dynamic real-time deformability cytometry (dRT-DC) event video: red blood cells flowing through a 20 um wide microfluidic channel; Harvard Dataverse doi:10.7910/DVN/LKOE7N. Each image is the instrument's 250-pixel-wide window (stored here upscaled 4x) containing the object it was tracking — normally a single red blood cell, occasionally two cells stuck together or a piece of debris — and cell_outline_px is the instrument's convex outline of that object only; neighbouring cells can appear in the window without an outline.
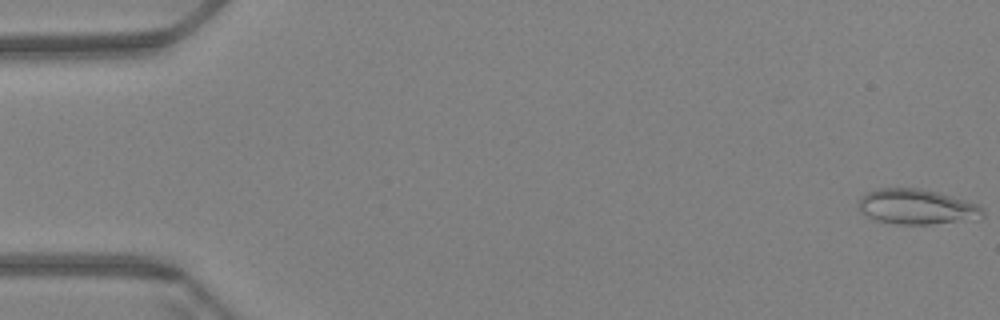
{"species": "Egyptian fruit bat (a non-hibernating species)", "species_latin": "Rousettus aegyptiacus", "temperature_condition": "warm", "stored_images_in_passage": 56, "camera_frame_rate_fps": 3000, "um_per_image_px": 0.085, "animal": {"sex": "female"}, "frame": {"image": 1, "passage_image": 1, "time_ms": 0.0, "image_size_px": [1000, 320], "cell_outline_px": [[984, 216], [928, 224], [900, 224], [876, 220], [860, 212], [860, 196], [864, 192], [880, 188], [920, 188], [936, 192], [964, 200], [976, 204], [984, 208]], "centroid_in_image_um": [77.85, 17.55], "position_along_channel_um": 7.2, "area_um2": 24.85}}
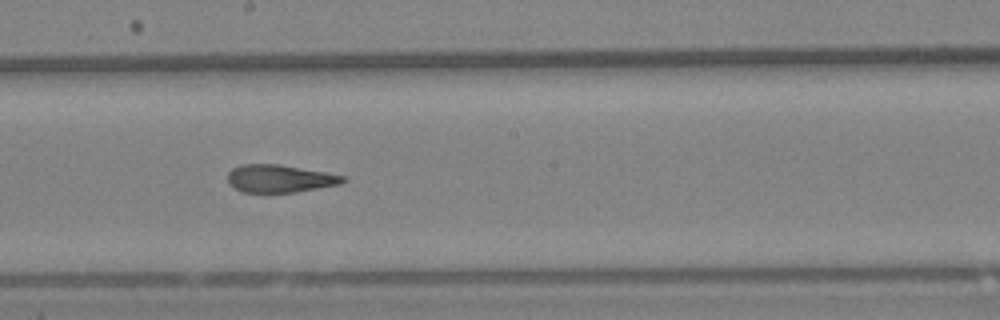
{"frame": {"image": 2, "passage_image": 34, "time_ms": 11.0, "image_size_px": [1000, 320], "cell_outline_px": [[348, 180], [340, 184], [296, 192], [244, 192], [236, 188], [228, 180], [228, 172], [232, 168], [240, 164], [280, 164], [348, 176]], "centroid_in_image_um": [23.83, 15.16], "position_along_channel_um": 224.4, "area_um2": 18.61}}
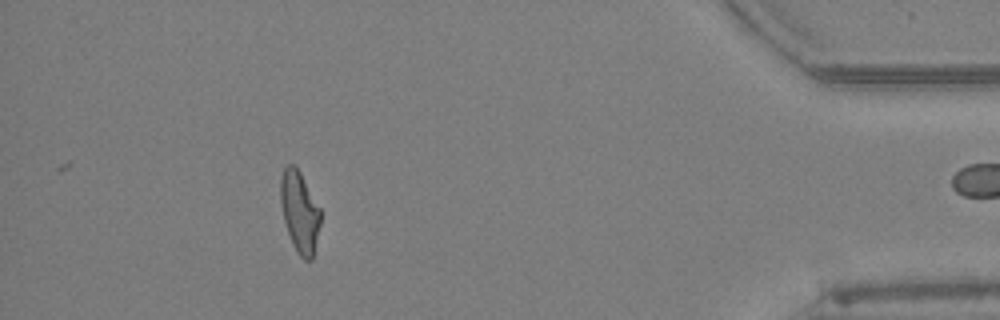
{"frame": {"image": 3, "passage_image": 55, "time_ms": 18.0, "image_size_px": [1000, 320], "cell_outline_px": [[320, 224], [312, 260], [304, 260], [296, 252], [292, 244], [284, 220], [280, 204], [280, 180], [284, 168], [288, 164], [296, 164], [320, 208]], "centroid_in_image_um": [25.46, 17.99], "position_along_channel_um": 409.7, "area_um2": 18.96}}